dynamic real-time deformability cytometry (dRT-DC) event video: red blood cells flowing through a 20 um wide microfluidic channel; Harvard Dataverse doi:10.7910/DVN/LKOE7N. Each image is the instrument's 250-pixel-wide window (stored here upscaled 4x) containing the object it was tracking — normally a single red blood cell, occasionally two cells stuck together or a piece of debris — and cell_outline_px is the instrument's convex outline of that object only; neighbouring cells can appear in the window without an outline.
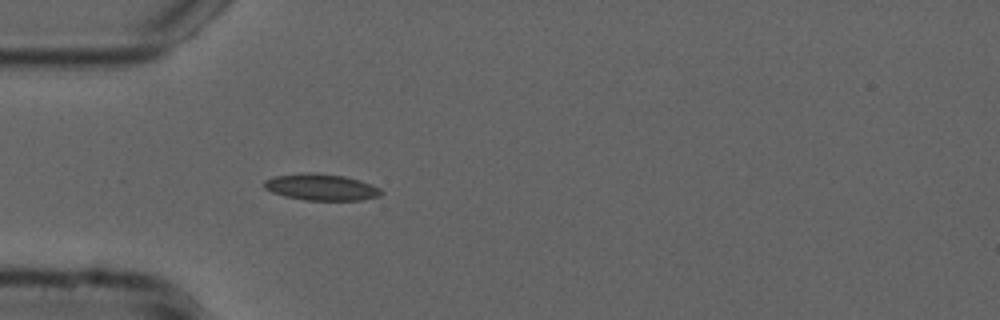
{"species": "common noctule bat (a hibernating species)", "species_latin": "Nyctalus noctula", "temperature_condition": "cold", "stored_images_in_passage": 39, "camera_frame_rate_fps": 3000, "um_per_image_px": 0.085, "animal": {"sex": "male", "forearm_length_mm": 52.5}, "frame": {"image": 1, "passage_image": 1, "time_ms": 0.0, "image_size_px": [1000, 320], "cell_outline_px": [[384, 192], [380, 196], [360, 200], [304, 200], [284, 196], [272, 192], [264, 188], [264, 180], [276, 176], [308, 172], [344, 176], [360, 180], [372, 184], [380, 188]], "centroid_in_image_um": [27.32, 15.91], "position_along_channel_um": 57.7, "area_um2": 18.03}}
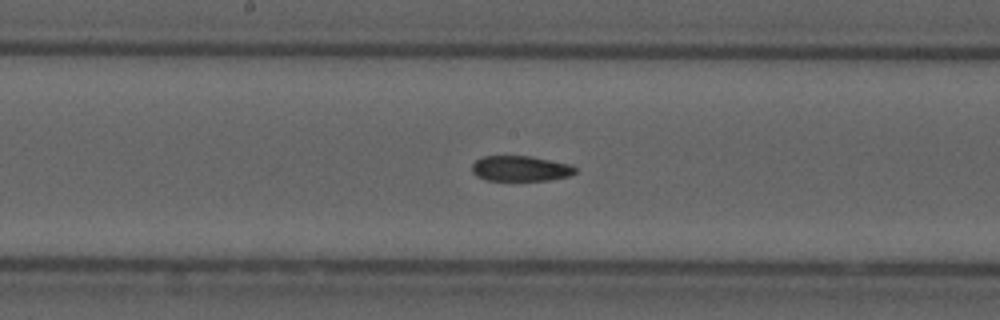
{"frame": {"image": 2, "passage_image": 13, "time_ms": 4.0, "image_size_px": [1000, 320], "cell_outline_px": [[576, 172], [568, 176], [548, 180], [484, 180], [476, 176], [472, 172], [472, 164], [476, 160], [484, 156], [528, 156], [568, 164], [576, 168]], "centroid_in_image_um": [44.18, 14.33], "position_along_channel_um": 204.0, "area_um2": 15.09}}
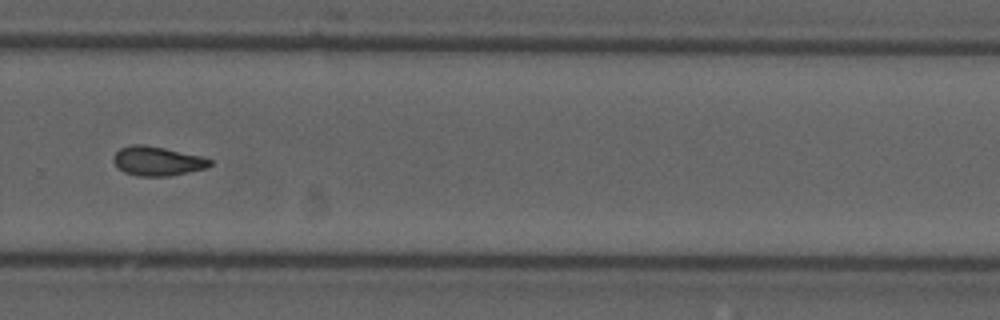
{"frame": {"image": 3, "passage_image": 22, "time_ms": 7.0, "image_size_px": [1000, 320], "cell_outline_px": [[212, 164], [208, 168], [168, 176], [136, 176], [124, 172], [112, 160], [112, 156], [120, 148], [132, 144], [144, 144], [164, 148], [200, 156], [212, 160]], "centroid_in_image_um": [13.36, 13.69], "position_along_channel_um": 316.4, "area_um2": 16.42}, "authors_computed_cell_mechanics": {"area_um2": 16.4152, "velocity_mm_per_s": 3.7671, "shape_relaxation_time_tau1_ms": null, "shape_relaxation_time_tau2_ms": 3.4206, "deformation_change_tau1": null, "deformation_change_tau2": 0.0868}}